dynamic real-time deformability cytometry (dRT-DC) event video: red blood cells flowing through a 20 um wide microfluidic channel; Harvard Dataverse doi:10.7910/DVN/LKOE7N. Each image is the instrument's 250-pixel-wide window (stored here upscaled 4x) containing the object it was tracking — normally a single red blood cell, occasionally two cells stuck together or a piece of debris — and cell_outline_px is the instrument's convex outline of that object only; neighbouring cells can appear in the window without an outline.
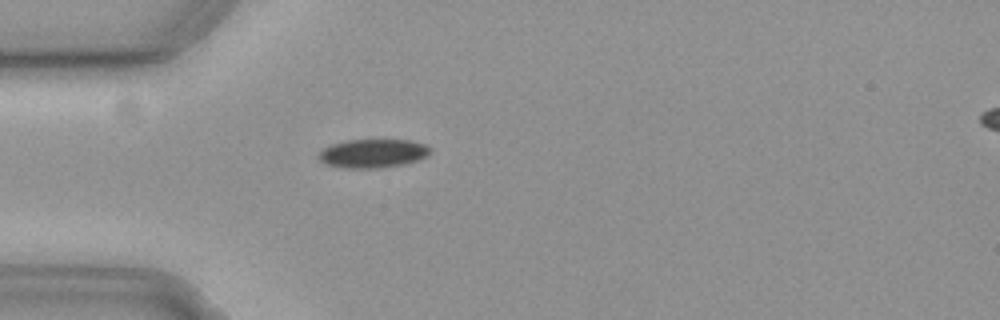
{"species": "common noctule bat (a hibernating species)", "species_latin": "Nyctalus noctula", "temperature_condition": "cold", "stored_images_in_passage": 41, "camera_frame_rate_fps": 3000, "um_per_image_px": 0.085, "animal": {"sex": "female", "body_mass_g": 19.3, "forearm_length_mm": 54.1}, "frame": {"image": 1, "passage_image": 1, "time_ms": 0.0, "image_size_px": [1000, 320], "cell_outline_px": [[432, 152], [428, 156], [404, 164], [380, 168], [348, 168], [328, 164], [320, 160], [320, 152], [324, 148], [332, 144], [348, 140], [412, 140], [424, 144], [432, 148]], "centroid_in_image_um": [31.77, 13.03], "position_along_channel_um": 53.2, "area_um2": 18.5}}
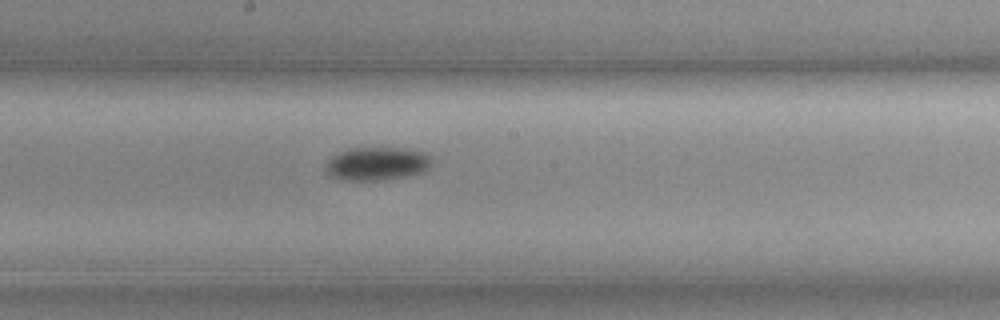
{"frame": {"image": 2, "passage_image": 15, "time_ms": 4.667, "image_size_px": [1000, 320], "cell_outline_px": [[432, 164], [424, 172], [384, 180], [344, 180], [328, 176], [324, 168], [328, 160], [332, 156], [348, 148], [404, 148], [424, 152], [432, 160]], "centroid_in_image_um": [32.01, 13.92], "position_along_channel_um": 216.2, "area_um2": 20.69}}
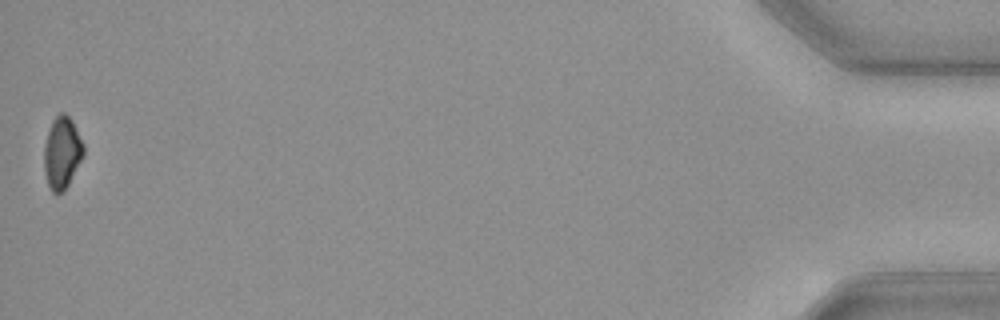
{"frame": {"image": 3, "passage_image": 41, "time_ms": 13.333, "image_size_px": [1000, 320], "cell_outline_px": [[84, 156], [64, 192], [56, 196], [52, 192], [48, 184], [44, 168], [44, 148], [48, 132], [52, 120], [60, 112], [64, 112], [72, 120], [84, 144]], "centroid_in_image_um": [5.28, 13.0], "position_along_channel_um": 429.9, "area_um2": 16.7}, "authors_computed_cell_mechanics": {"area_um2": 19.2474, "velocity_mm_per_s": 3.6777, "shape_relaxation_time_tau1_ms": 4.6474, "shape_relaxation_time_tau2_ms": null, "deformation_change_tau1": 0.0865, "deformation_change_tau2": null}}